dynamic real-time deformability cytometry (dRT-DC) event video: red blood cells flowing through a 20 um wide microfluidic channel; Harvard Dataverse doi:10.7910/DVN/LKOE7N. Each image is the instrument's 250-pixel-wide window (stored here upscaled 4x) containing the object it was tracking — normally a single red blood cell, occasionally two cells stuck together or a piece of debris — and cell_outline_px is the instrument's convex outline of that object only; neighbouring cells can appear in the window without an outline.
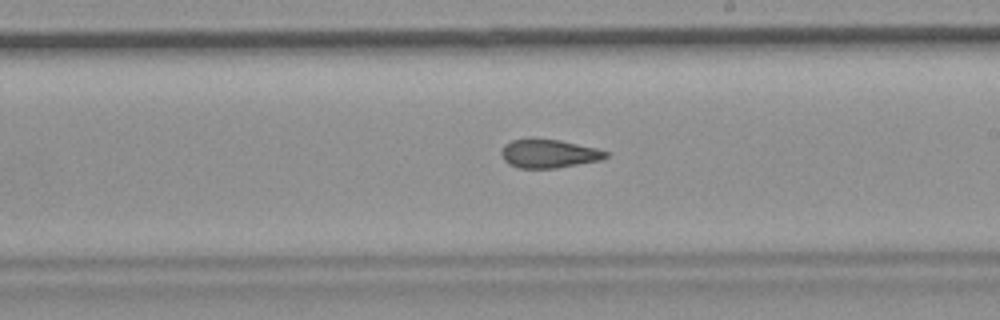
{"species": "common noctule bat (a hibernating species)", "species_latin": "Nyctalus noctula", "temperature_condition": "room temperature", "stored_images_in_passage": 56, "camera_frame_rate_fps": 3000, "um_per_image_px": 0.085, "animal": {"sex": "female", "body_mass_g": 19.9}, "frame": {"image": 1, "passage_image": 32, "time_ms": 10.333, "image_size_px": [1000, 320], "cell_outline_px": [[608, 156], [600, 160], [556, 168], [520, 168], [508, 164], [504, 160], [500, 152], [504, 144], [512, 140], [560, 140], [596, 148], [608, 152]], "centroid_in_image_um": [46.64, 13.07], "position_along_channel_um": 242.4, "area_um2": 17.05}, "authors_computed_cell_mechanics": {"area_um2": 18.4093, "velocity_mm_per_s": 3.6956, "shape_relaxation_time_tau1_ms": null, "shape_relaxation_time_tau2_ms": 2.8729, "deformation_change_tau1": null, "deformation_change_tau2": 0.0891}}